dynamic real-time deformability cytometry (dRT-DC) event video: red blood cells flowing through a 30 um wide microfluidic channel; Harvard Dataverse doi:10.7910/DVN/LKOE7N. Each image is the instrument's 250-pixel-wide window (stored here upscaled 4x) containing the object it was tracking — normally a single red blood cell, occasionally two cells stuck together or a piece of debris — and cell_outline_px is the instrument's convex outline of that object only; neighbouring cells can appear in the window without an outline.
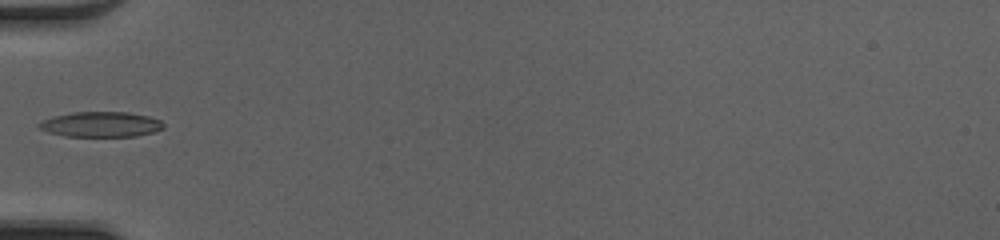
{"species": "common noctule bat (a hibernating species)", "species_latin": "Nyctalus noctula", "temperature_condition": "cold", "stored_images_in_passage": 31, "camera_frame_rate_fps": 3000, "um_per_image_px": 0.085, "animal": {"sex": "female", "body_mass_g": 20.0, "forearm_length_mm": 54.0}, "frame": {"image": 1, "passage_image": 1, "time_ms": 0.0, "image_size_px": [1000, 240], "cell_outline_px": [[164, 128], [156, 132], [136, 136], [64, 136], [48, 132], [40, 128], [36, 124], [52, 116], [72, 112], [128, 112], [148, 116], [160, 120], [164, 124]], "centroid_in_image_um": [8.59, 10.57], "position_along_channel_um": 76.4, "area_um2": 18.38}}
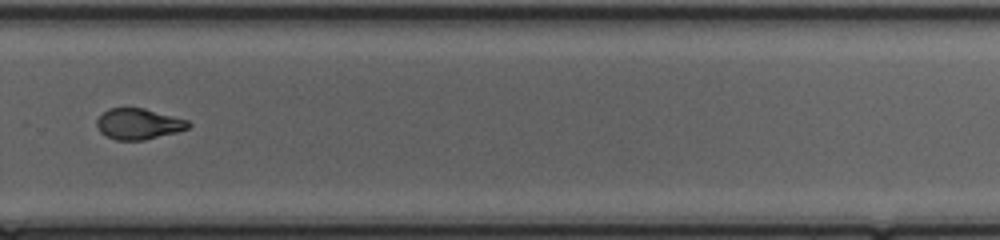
{"frame": {"image": 2, "passage_image": 18, "time_ms": 5.667, "image_size_px": [1000, 240], "cell_outline_px": [[192, 124], [188, 128], [176, 132], [144, 140], [116, 140], [100, 132], [96, 124], [96, 120], [108, 108], [144, 108], [188, 120]], "centroid_in_image_um": [11.78, 10.53], "position_along_channel_um": 318.0, "area_um2": 16.36}, "authors_computed_cell_mechanics": {"area_um2": 17.051, "velocity_mm_per_s": 4.2506, "shape_relaxation_time_tau1_ms": 3.9364, "shape_relaxation_time_tau2_ms": 1.4905, "deformation_change_tau1": 0.1869, "deformation_change_tau2": 0.0665}}